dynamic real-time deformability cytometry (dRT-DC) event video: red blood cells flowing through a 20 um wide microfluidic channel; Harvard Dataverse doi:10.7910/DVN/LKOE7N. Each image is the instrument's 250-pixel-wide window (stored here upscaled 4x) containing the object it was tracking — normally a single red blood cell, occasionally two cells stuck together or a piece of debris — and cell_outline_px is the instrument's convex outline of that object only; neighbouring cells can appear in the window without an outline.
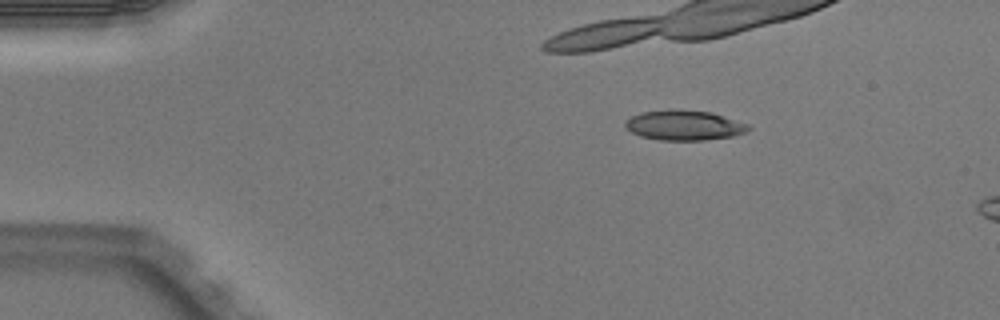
{"species": "Egyptian fruit bat (a non-hibernating species)", "species_latin": "Rousettus aegyptiacus", "temperature_condition": "warm", "stored_images_in_passage": 4, "camera_frame_rate_fps": 3000, "um_per_image_px": 0.085, "animal": {"sex": "male"}, "frame": {"image": 1, "passage_image": 2, "time_ms": 0.333, "image_size_px": [1000, 320], "cell_outline_px": [[752, 128], [744, 132], [732, 136], [704, 140], [660, 140], [640, 136], [624, 128], [624, 120], [640, 112], [672, 108], [676, 108], [712, 112], [748, 124]], "centroid_in_image_um": [58.1, 10.63], "position_along_channel_um": 26.9, "area_um2": 21.85}}